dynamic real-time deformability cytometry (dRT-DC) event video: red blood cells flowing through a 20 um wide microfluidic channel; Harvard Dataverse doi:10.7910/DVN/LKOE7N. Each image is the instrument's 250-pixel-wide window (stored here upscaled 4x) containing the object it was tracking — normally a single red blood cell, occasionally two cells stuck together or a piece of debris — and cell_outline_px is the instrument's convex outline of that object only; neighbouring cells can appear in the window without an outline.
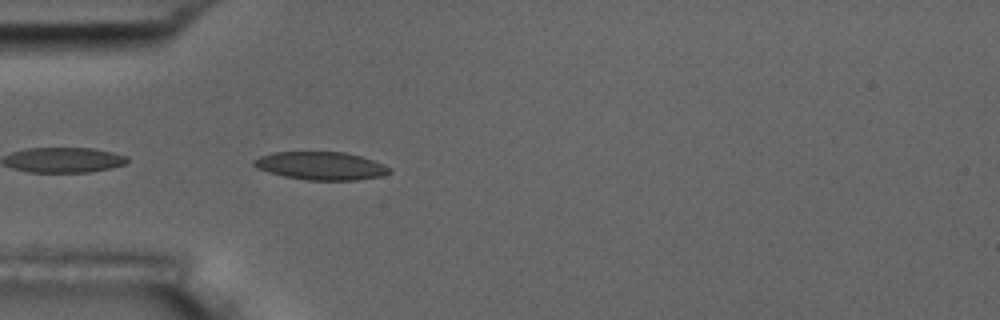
{"species": "common noctule bat (a hibernating species)", "species_latin": "Nyctalus noctula", "temperature_condition": "room temperature", "stored_images_in_passage": 9, "camera_frame_rate_fps": 3000, "um_per_image_px": 0.085, "animal": {"sex": "male", "body_mass_g": 17.5, "forearm_length_mm": 52.3}, "frame": {"image": 1, "passage_image": 2, "time_ms": 0.333, "image_size_px": [1000, 320], "cell_outline_px": [[392, 172], [384, 176], [356, 180], [304, 180], [284, 176], [268, 172], [256, 168], [252, 164], [252, 160], [260, 156], [272, 152], [344, 152], [360, 156], [384, 164], [392, 168]], "centroid_in_image_um": [27.28, 14.1], "position_along_channel_um": 57.7, "area_um2": 22.37}}